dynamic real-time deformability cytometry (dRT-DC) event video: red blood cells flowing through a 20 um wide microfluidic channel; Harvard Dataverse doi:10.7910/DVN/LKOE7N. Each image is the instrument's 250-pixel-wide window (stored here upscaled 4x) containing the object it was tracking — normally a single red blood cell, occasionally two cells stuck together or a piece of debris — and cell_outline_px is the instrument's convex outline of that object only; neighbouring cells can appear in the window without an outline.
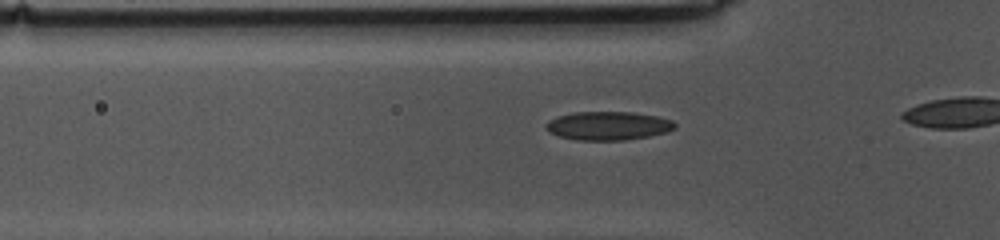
{"species": "common noctule bat (a hibernating species)", "species_latin": "Nyctalus noctula", "temperature_condition": "cold", "stored_images_in_passage": 21, "camera_frame_rate_fps": 3000, "um_per_image_px": 0.085, "animal": {"sex": "female", "body_mass_g": 10.0, "forearm_length_mm": 53.1}, "frame": {"image": 1, "passage_image": 12, "time_ms": 3.667, "image_size_px": [1000, 240], "cell_outline_px": [[676, 128], [668, 132], [648, 136], [624, 140], [576, 140], [560, 136], [548, 132], [548, 120], [556, 116], [576, 112], [632, 112], [656, 116], [672, 120], [676, 124]], "centroid_in_image_um": [51.72, 10.69], "position_along_channel_um": 74.1, "area_um2": 21.39}}
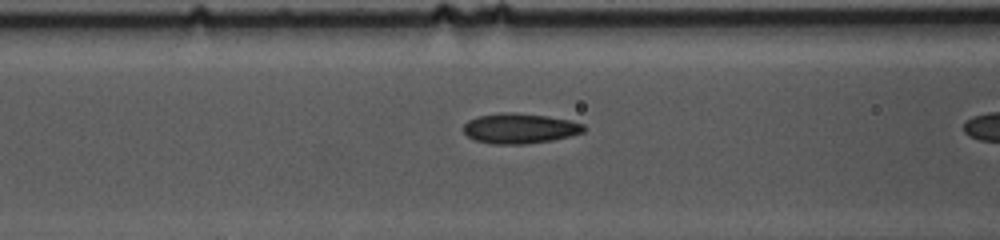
{"frame": {"image": 2, "passage_image": 16, "time_ms": 5.0, "image_size_px": [1000, 240], "cell_outline_px": [[588, 128], [584, 132], [552, 140], [524, 144], [492, 144], [476, 140], [468, 136], [464, 132], [464, 124], [468, 120], [480, 116], [508, 112], [512, 112], [548, 116], [572, 120], [584, 124]], "centroid_in_image_um": [44.23, 10.91], "position_along_channel_um": 122.4, "area_um2": 21.1}}
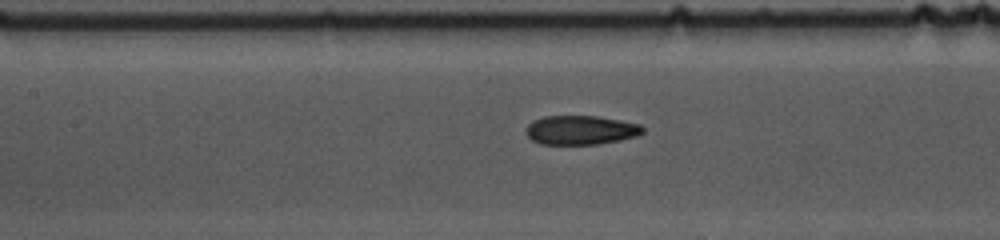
{"frame": {"image": 3, "passage_image": 19, "time_ms": 6.0, "image_size_px": [1000, 240], "cell_outline_px": [[644, 132], [636, 136], [620, 140], [596, 144], [540, 144], [532, 140], [524, 132], [528, 124], [532, 120], [544, 116], [596, 116], [620, 120], [640, 124], [644, 128]], "centroid_in_image_um": [49.34, 11.05], "position_along_channel_um": 158.1, "area_um2": 19.88}}